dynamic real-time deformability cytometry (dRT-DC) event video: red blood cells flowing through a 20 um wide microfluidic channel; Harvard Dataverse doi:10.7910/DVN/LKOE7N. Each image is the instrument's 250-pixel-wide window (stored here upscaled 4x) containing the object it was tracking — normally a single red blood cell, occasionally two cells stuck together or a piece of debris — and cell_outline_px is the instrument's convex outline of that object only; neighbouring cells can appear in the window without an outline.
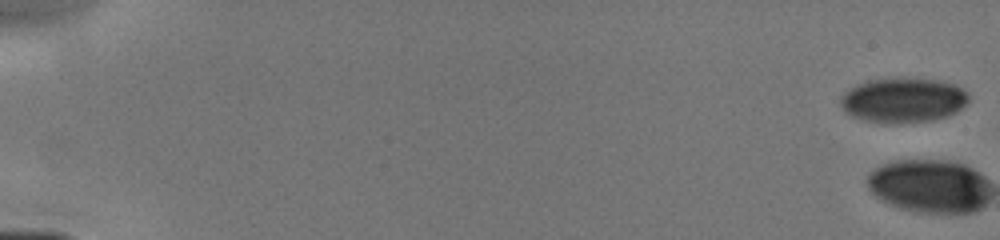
{"species": "human", "species_latin": "Homo sapiens", "temperature_condition": "cold", "stored_images_in_passage": 5, "camera_frame_rate_fps": 3000, "um_per_image_px": 0.085, "donor": {"sex": "male"}, "frame": {"image": 1, "passage_image": 1, "time_ms": 0.0, "image_size_px": [1000, 240], "cell_outline_px": [[968, 100], [956, 112], [948, 116], [932, 120], [864, 120], [852, 116], [844, 112], [840, 104], [840, 96], [844, 92], [856, 84], [868, 80], [900, 76], [936, 80], [952, 84], [968, 92]], "centroid_in_image_um": [76.73, 8.44], "position_along_channel_um": 8.3, "area_um2": 32.89}}